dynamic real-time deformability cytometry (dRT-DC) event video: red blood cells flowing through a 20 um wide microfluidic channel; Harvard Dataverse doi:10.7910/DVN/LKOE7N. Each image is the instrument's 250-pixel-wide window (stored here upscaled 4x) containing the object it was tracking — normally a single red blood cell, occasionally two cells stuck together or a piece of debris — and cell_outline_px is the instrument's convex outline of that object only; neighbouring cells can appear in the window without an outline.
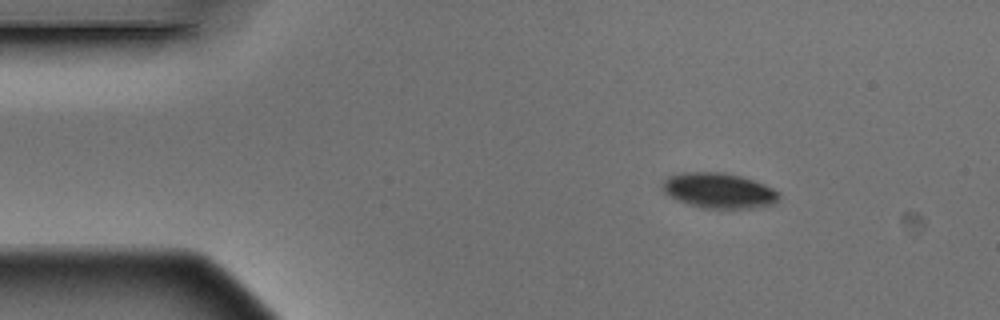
{"species": "Egyptian fruit bat (a non-hibernating species)", "species_latin": "Rousettus aegyptiacus", "temperature_condition": "warm", "stored_images_in_passage": 4, "camera_frame_rate_fps": 3000, "um_per_image_px": 0.085, "animal": {"sex": "male"}, "frame": {"image": 1, "passage_image": 1, "time_ms": 0.0, "image_size_px": [1000, 320], "cell_outline_px": [[780, 196], [776, 204], [752, 208], [704, 208], [676, 200], [664, 192], [660, 184], [668, 176], [680, 172], [724, 172], [740, 176], [764, 184], [780, 192]], "centroid_in_image_um": [61.1, 16.19], "position_along_channel_um": 23.9, "area_um2": 24.1}}
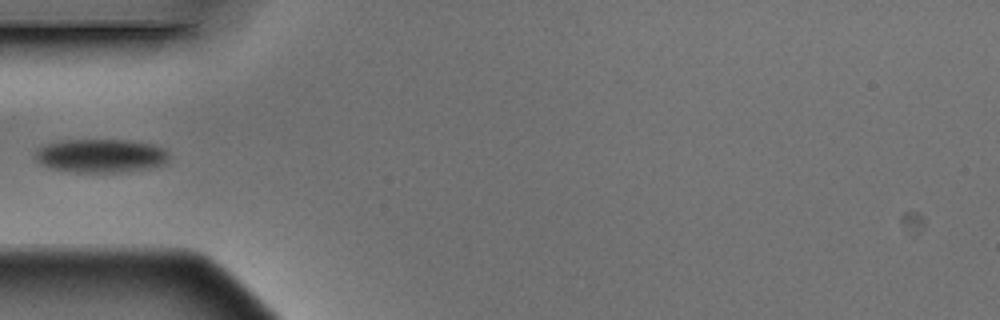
{"frame": {"image": 2, "passage_image": 4, "time_ms": 1.0, "image_size_px": [1000, 320], "cell_outline_px": [[168, 160], [164, 164], [156, 168], [128, 172], [68, 172], [48, 168], [40, 164], [32, 156], [44, 144], [60, 140], [128, 140], [152, 144], [164, 148], [168, 152]], "centroid_in_image_um": [8.56, 13.25], "position_along_channel_um": 76.4, "area_um2": 26.82}}